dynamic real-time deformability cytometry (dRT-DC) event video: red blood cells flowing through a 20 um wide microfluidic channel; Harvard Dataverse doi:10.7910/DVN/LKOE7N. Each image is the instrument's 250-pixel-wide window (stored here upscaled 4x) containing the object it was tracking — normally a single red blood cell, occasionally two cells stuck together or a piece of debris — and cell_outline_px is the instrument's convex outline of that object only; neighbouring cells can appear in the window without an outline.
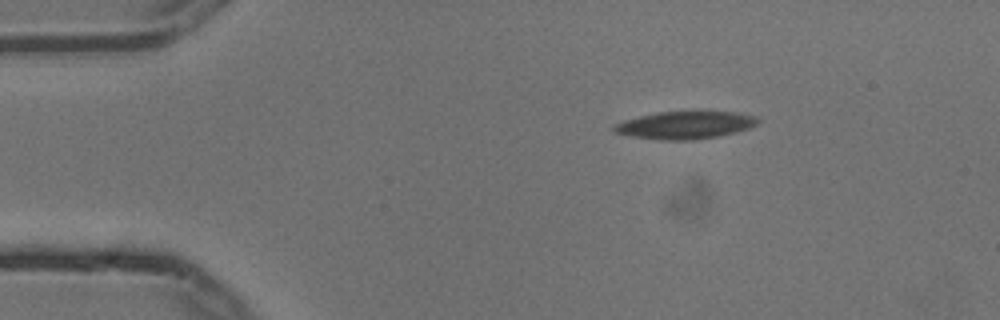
{"species": "common noctule bat (a hibernating species)", "species_latin": "Nyctalus noctula", "temperature_condition": "cold", "stored_images_in_passage": 2, "camera_frame_rate_fps": 3000, "um_per_image_px": 0.085, "animal": {"sex": "male", "body_mass_g": 13.3}, "frame": {"image": 1, "passage_image": 1, "time_ms": 0.0, "image_size_px": [1000, 320], "cell_outline_px": [[760, 120], [756, 124], [748, 128], [716, 136], [692, 140], [664, 140], [632, 136], [616, 132], [612, 128], [616, 124], [624, 120], [640, 116], [660, 112], [732, 112], [752, 116]], "centroid_in_image_um": [58.2, 10.63], "position_along_channel_um": 26.8, "area_um2": 22.37}}